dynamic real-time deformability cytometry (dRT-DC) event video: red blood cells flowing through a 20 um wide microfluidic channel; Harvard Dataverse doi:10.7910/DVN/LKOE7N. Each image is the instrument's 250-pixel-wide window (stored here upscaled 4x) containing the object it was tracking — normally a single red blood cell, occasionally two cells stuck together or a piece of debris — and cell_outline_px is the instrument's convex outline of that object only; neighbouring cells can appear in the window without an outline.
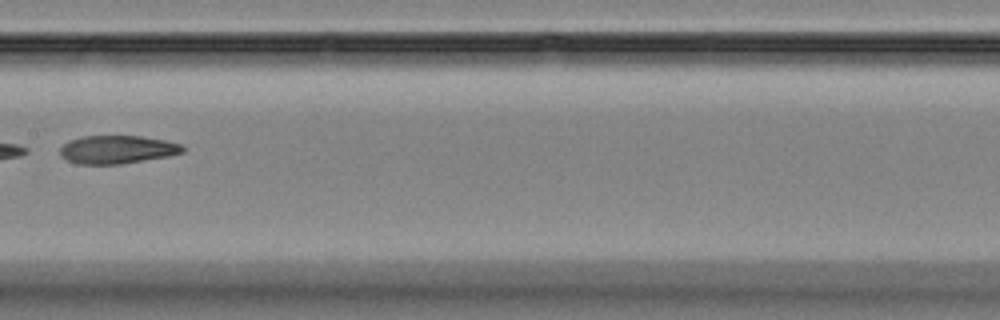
{"species": "Egyptian fruit bat (a non-hibernating species)", "species_latin": "Rousettus aegyptiacus", "temperature_condition": "room temperature", "stored_images_in_passage": 8, "camera_frame_rate_fps": 3000, "um_per_image_px": 0.085, "animal": {"sex": "female"}, "frame": {"image": 1, "passage_image": 6, "time_ms": 5.667, "image_size_px": [1000, 320], "cell_outline_px": [[184, 152], [168, 156], [120, 164], [76, 164], [60, 156], [60, 148], [68, 140], [80, 136], [140, 136], [164, 140], [180, 144], [184, 148]], "centroid_in_image_um": [9.92, 12.71], "position_along_channel_um": 197.5, "area_um2": 20.11}}
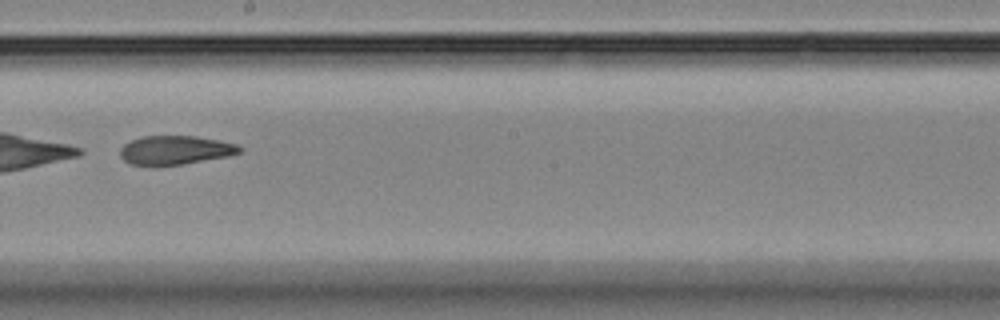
{"frame": {"image": 2, "passage_image": 7, "time_ms": 6.667, "image_size_px": [1000, 320], "cell_outline_px": [[244, 148], [240, 152], [228, 156], [184, 164], [156, 168], [152, 168], [128, 164], [120, 156], [120, 148], [124, 144], [132, 140], [144, 136], [196, 136], [220, 140], [236, 144]], "centroid_in_image_um": [14.85, 12.8], "position_along_channel_um": 233.4, "area_um2": 20.75}}
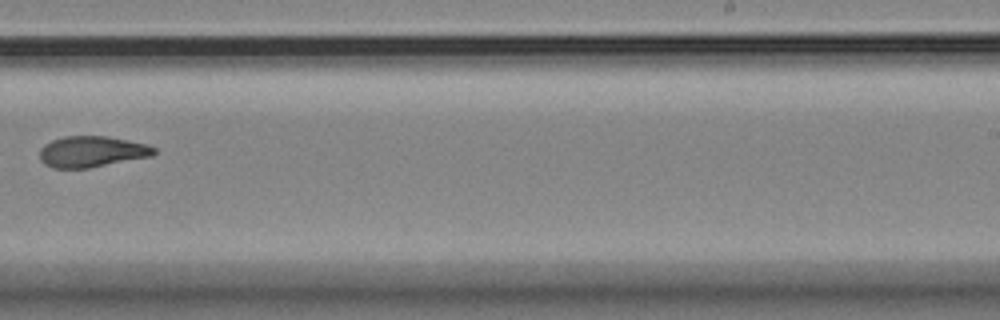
{"frame": {"image": 3, "passage_image": 8, "time_ms": 8.0, "image_size_px": [1000, 320], "cell_outline_px": [[156, 152], [152, 156], [88, 168], [52, 168], [44, 164], [40, 160], [40, 148], [44, 144], [52, 140], [64, 136], [108, 136], [148, 144], [156, 148]], "centroid_in_image_um": [7.8, 12.88], "position_along_channel_um": 281.2, "area_um2": 20.81}}